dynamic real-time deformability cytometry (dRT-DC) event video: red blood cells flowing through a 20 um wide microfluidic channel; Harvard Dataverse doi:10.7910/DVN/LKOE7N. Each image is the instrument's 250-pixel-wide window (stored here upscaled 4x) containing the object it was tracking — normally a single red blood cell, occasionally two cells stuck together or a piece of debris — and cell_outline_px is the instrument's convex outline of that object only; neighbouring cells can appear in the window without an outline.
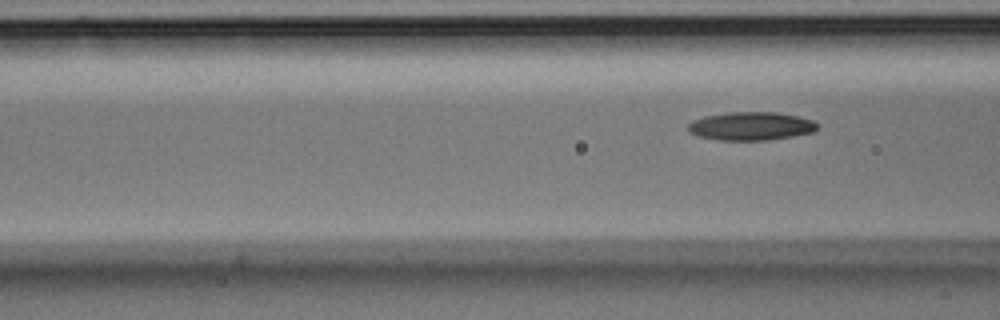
{"species": "Egyptian fruit bat (a non-hibernating species)", "species_latin": "Rousettus aegyptiacus", "temperature_condition": "room temperature", "stored_images_in_passage": 7, "segment_of_instrument_passage": [2, 2], "camera_frame_rate_fps": 3000, "um_per_image_px": 0.085, "animal": {"sex": "male"}, "frame": {"image": 1, "passage_image": 7, "time_ms": 2.0, "image_size_px": [1000, 320], "cell_outline_px": [[820, 124], [816, 132], [792, 136], [764, 140], [720, 140], [700, 136], [688, 132], [688, 124], [692, 120], [704, 116], [728, 112], [776, 112], [800, 116], [812, 120]], "centroid_in_image_um": [63.87, 10.71], "position_along_channel_um": 102.7, "area_um2": 21.5}}